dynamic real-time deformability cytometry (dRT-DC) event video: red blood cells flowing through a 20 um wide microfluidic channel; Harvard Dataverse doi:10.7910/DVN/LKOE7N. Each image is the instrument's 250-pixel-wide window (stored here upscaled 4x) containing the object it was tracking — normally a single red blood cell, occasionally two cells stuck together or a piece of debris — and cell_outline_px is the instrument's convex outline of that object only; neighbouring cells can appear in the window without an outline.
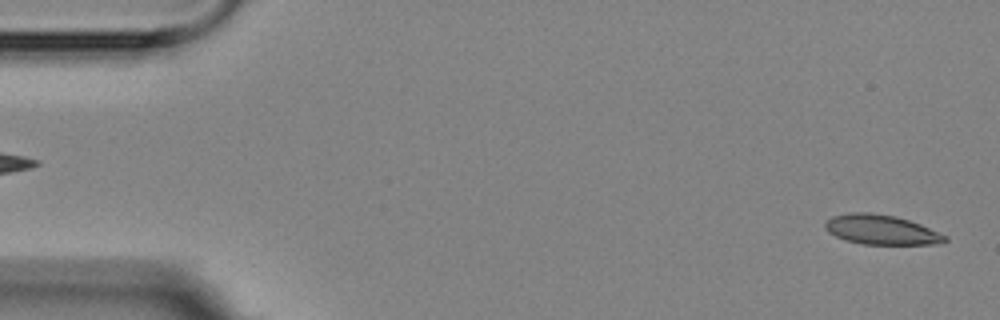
{"species": "Egyptian fruit bat (a non-hibernating species)", "species_latin": "Rousettus aegyptiacus", "temperature_condition": "room temperature", "stored_images_in_passage": 5, "segment_of_instrument_passage": [2, 2], "camera_frame_rate_fps": 3000, "um_per_image_px": 0.085, "animal": {"sex": "female"}, "frame": {"image": 1, "passage_image": 5, "time_ms": 4.667, "image_size_px": [1000, 320], "cell_outline_px": [[948, 240], [944, 244], [864, 244], [844, 240], [828, 232], [824, 228], [824, 224], [832, 216], [848, 212], [868, 212], [896, 216], [920, 224], [948, 236]], "centroid_in_image_um": [74.91, 19.53], "position_along_channel_um": 10.1, "area_um2": 20.87}}